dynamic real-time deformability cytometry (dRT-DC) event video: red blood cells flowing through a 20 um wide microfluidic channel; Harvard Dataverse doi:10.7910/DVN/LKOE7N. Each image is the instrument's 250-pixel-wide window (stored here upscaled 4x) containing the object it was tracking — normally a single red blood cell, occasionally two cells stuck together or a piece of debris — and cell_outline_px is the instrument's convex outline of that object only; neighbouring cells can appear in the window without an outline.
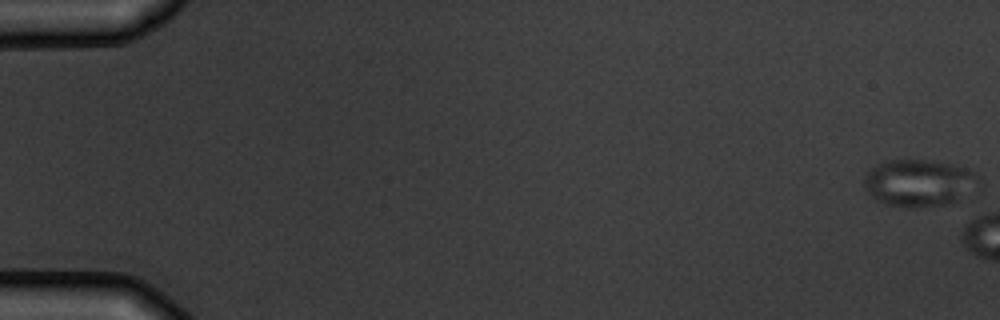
{"species": "common noctule bat (a hibernating species)", "species_latin": "Nyctalus noctula", "temperature_condition": "warm", "stored_images_in_passage": 4, "camera_frame_rate_fps": 3000, "um_per_image_px": 0.085, "animal": {"sex": "male", "body_mass_g": 19.5, "forearm_length_mm": 54.6}, "frame": {"image": 1, "passage_image": 1, "time_ms": 0.0, "image_size_px": [1000, 320], "cell_outline_px": [[984, 192], [948, 204], [916, 208], [900, 208], [884, 204], [876, 200], [864, 188], [864, 176], [876, 164], [888, 160], [932, 160], [956, 164], [972, 168], [980, 176], [984, 184]], "centroid_in_image_um": [78.32, 15.57], "position_along_channel_um": 6.7, "area_um2": 33.41}}